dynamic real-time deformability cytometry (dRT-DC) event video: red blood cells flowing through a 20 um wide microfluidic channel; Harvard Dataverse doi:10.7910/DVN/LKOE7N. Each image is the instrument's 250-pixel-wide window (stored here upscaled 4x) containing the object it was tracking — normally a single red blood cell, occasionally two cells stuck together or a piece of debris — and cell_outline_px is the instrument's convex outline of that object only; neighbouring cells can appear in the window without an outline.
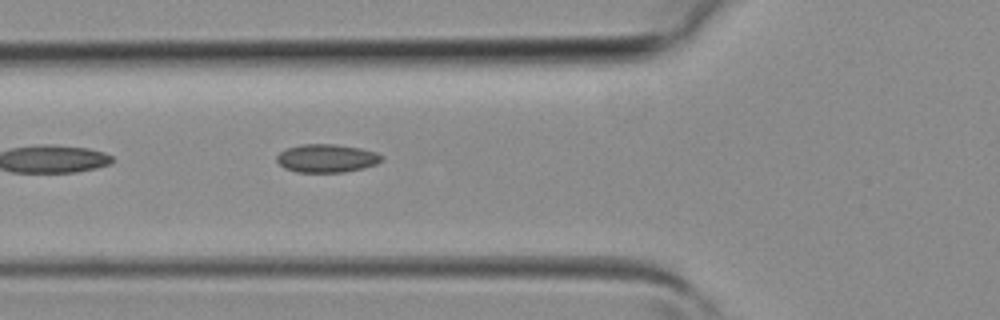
{"species": "common noctule bat (a hibernating species)", "species_latin": "Nyctalus noctula", "temperature_condition": "room temperature", "stored_images_in_passage": 2, "camera_frame_rate_fps": 3000, "um_per_image_px": 0.085, "animal": {"sex": "female", "body_mass_g": 19.3, "forearm_length_mm": 54.1}, "frame": {"image": 1, "passage_image": 2, "time_ms": 0.333, "image_size_px": [1000, 320], "cell_outline_px": [[384, 160], [376, 164], [364, 168], [344, 172], [296, 172], [284, 168], [276, 160], [276, 156], [280, 152], [288, 148], [300, 144], [332, 144], [360, 148], [376, 152], [384, 156]], "centroid_in_image_um": [27.79, 13.46], "position_along_channel_um": 98.0, "area_um2": 17.34}}